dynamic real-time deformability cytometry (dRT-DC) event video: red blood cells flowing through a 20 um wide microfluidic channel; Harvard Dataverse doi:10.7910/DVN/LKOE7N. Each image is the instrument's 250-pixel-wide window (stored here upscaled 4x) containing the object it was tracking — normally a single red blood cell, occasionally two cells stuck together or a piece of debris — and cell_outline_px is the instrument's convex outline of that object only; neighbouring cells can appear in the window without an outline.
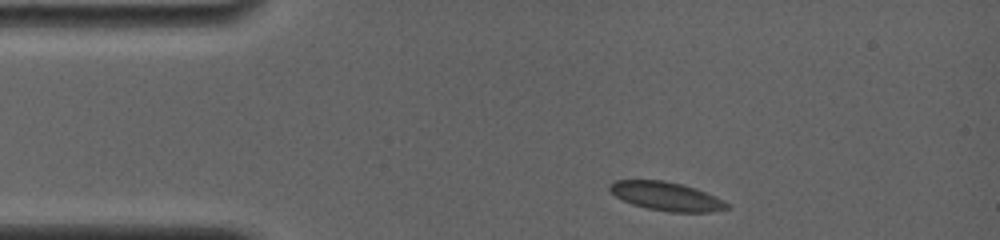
{"species": "common noctule bat (a hibernating species)", "species_latin": "Nyctalus noctula", "temperature_condition": "room temperature", "stored_images_in_passage": 3, "camera_frame_rate_fps": 4000, "um_per_image_px": 0.085, "animal": {"sex": "female", "body_mass_g": 19.0, "forearm_length_mm": 56.7}, "frame": {"image": 1, "passage_image": 1, "time_ms": 0.0, "image_size_px": [1000, 240], "cell_outline_px": [[732, 208], [708, 212], [668, 212], [648, 208], [632, 204], [616, 196], [608, 188], [608, 184], [616, 180], [664, 180], [696, 188], [724, 200]], "centroid_in_image_um": [56.66, 16.68], "position_along_channel_um": 28.3, "area_um2": 19.54}}
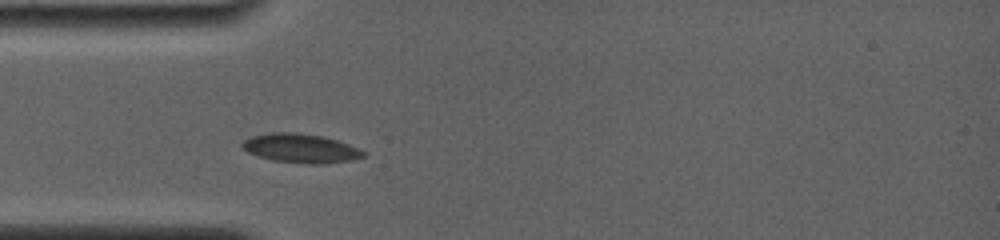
{"frame": {"image": 2, "passage_image": 3, "time_ms": 2.0, "image_size_px": [1000, 240], "cell_outline_px": [[364, 156], [352, 160], [320, 164], [312, 164], [272, 160], [248, 152], [240, 144], [244, 140], [252, 136], [272, 132], [296, 132], [324, 136], [348, 144], [364, 152]], "centroid_in_image_um": [25.54, 12.59], "position_along_channel_um": 59.5, "area_um2": 20.23}}